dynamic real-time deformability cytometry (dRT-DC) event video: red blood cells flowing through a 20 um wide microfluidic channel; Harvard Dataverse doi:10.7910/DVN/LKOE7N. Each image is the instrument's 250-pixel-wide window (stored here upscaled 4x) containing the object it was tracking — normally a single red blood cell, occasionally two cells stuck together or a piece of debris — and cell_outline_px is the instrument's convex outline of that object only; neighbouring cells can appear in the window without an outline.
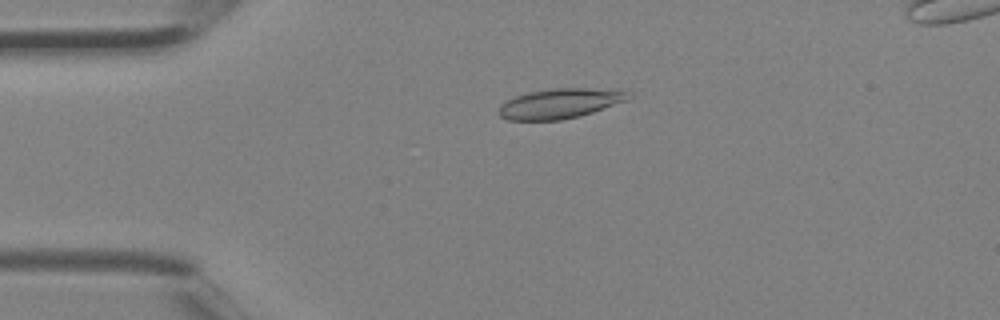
{"species": "Egyptian fruit bat (a non-hibernating species)", "species_latin": "Rousettus aegyptiacus", "temperature_condition": "room temperature", "stored_images_in_passage": 4, "camera_frame_rate_fps": 3000, "um_per_image_px": 0.085, "animal": {"sex": "female"}, "frame": {"image": 1, "passage_image": 3, "time_ms": 0.667, "image_size_px": [1000, 320], "cell_outline_px": [[628, 100], [580, 116], [560, 120], [508, 120], [500, 116], [500, 104], [516, 96], [528, 92], [556, 88], [584, 88], [624, 92]], "centroid_in_image_um": [47.5, 8.81], "position_along_channel_um": 37.5, "area_um2": 21.91}}